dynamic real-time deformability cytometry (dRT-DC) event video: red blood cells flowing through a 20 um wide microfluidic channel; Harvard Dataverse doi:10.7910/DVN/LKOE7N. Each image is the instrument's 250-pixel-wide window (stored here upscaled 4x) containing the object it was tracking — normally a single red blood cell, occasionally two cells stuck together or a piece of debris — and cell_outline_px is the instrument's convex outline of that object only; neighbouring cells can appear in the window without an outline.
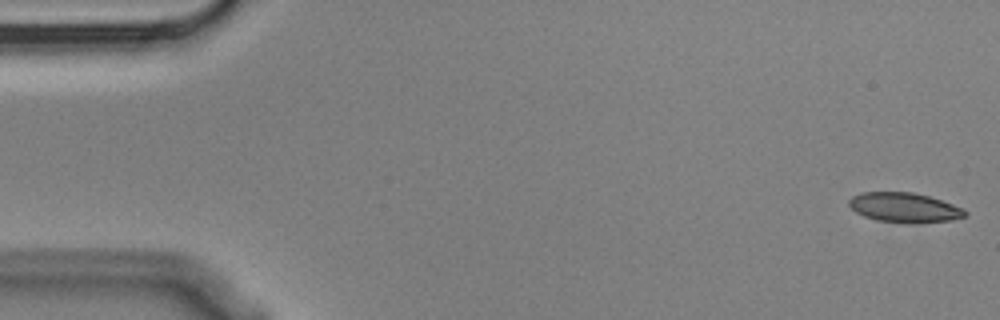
{"species": "Egyptian fruit bat (a non-hibernating species)", "species_latin": "Rousettus aegyptiacus", "temperature_condition": "cold", "stored_images_in_passage": 6, "camera_frame_rate_fps": 3000, "um_per_image_px": 0.085, "animal": {"sex": "male"}, "frame": {"image": 1, "passage_image": 1, "time_ms": 0.0, "image_size_px": [1000, 320], "cell_outline_px": [[968, 212], [964, 216], [952, 220], [912, 224], [908, 224], [876, 220], [864, 216], [856, 212], [848, 204], [848, 200], [852, 196], [860, 192], [912, 192], [928, 196], [964, 208]], "centroid_in_image_um": [76.86, 17.65], "position_along_channel_um": 8.1, "area_um2": 20.23}}
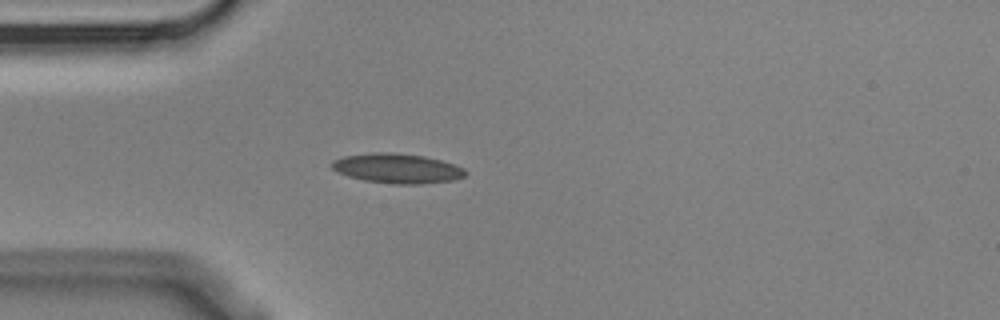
{"frame": {"image": 2, "passage_image": 5, "time_ms": 1.333, "image_size_px": [1000, 320], "cell_outline_px": [[468, 172], [464, 176], [452, 180], [420, 184], [392, 184], [364, 180], [348, 176], [336, 172], [332, 168], [332, 160], [344, 156], [372, 152], [388, 152], [424, 156], [440, 160], [464, 168]], "centroid_in_image_um": [33.73, 14.31], "position_along_channel_um": 51.3, "area_um2": 23.06}}